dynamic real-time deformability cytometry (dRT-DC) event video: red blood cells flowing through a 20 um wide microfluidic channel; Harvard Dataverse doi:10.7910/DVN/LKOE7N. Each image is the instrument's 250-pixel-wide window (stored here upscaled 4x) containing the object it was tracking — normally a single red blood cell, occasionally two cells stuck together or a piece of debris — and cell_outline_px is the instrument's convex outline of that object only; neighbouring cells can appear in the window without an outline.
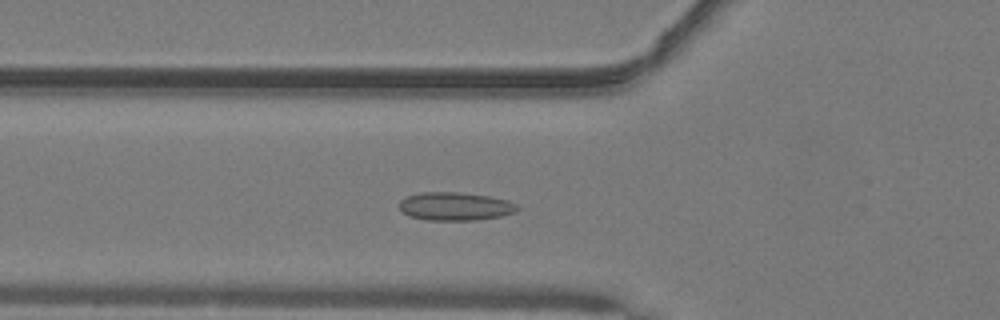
{"species": "common noctule bat (a hibernating species)", "species_latin": "Nyctalus noctula", "temperature_condition": "warm", "stored_images_in_passage": 37, "camera_frame_rate_fps": 3000, "um_per_image_px": 0.085, "animal": {"sex": "male", "body_mass_g": 19.2, "forearm_length_mm": 51.8}, "frame": {"image": 1, "passage_image": 12, "time_ms": 3.667, "image_size_px": [1000, 320], "cell_outline_px": [[520, 208], [516, 212], [500, 216], [476, 220], [428, 220], [408, 216], [400, 208], [400, 200], [408, 196], [420, 192], [460, 192], [488, 196], [508, 200], [516, 204]], "centroid_in_image_um": [38.71, 17.54], "position_along_channel_um": 87.1, "area_um2": 19.42}}
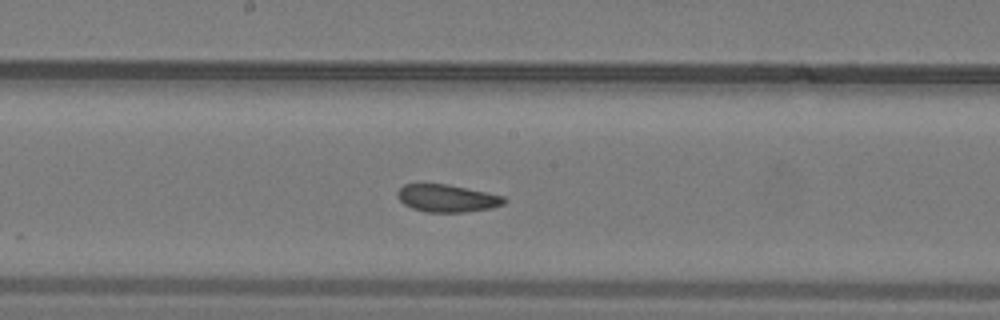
{"frame": {"image": 2, "passage_image": 21, "time_ms": 6.667, "image_size_px": [1000, 320], "cell_outline_px": [[508, 200], [504, 204], [492, 208], [464, 212], [424, 212], [412, 208], [404, 204], [396, 196], [396, 192], [404, 184], [448, 184], [504, 196]], "centroid_in_image_um": [38.0, 16.85], "position_along_channel_um": 210.2, "area_um2": 17.17}}
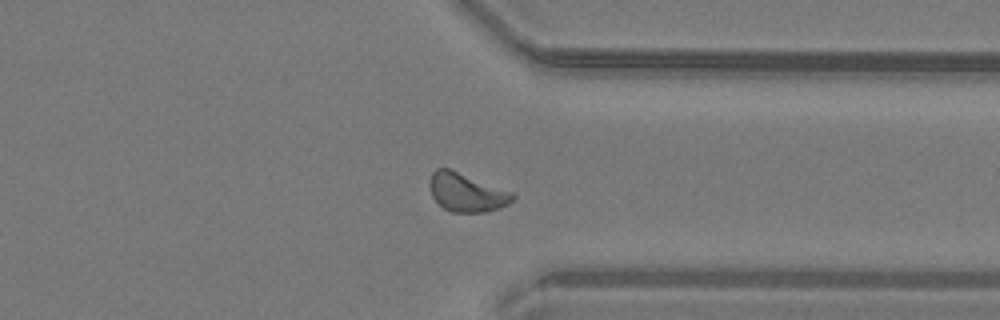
{"frame": {"image": 3, "passage_image": 33, "time_ms": 10.667, "image_size_px": [1000, 320], "cell_outline_px": [[516, 196], [508, 204], [500, 208], [488, 212], [452, 212], [444, 208], [432, 196], [428, 184], [432, 172], [436, 168], [448, 168], [512, 192]], "centroid_in_image_um": [39.64, 16.36], "position_along_channel_um": 371.8, "area_um2": 18.5}, "authors_computed_cell_mechanics": {"area_um2": 18.207, "velocity_mm_per_s": 4.0789, "shape_relaxation_time_tau1_ms": null, "shape_relaxation_time_tau2_ms": 1.3844, "deformation_change_tau1": null, "deformation_change_tau2": 0.0465}}